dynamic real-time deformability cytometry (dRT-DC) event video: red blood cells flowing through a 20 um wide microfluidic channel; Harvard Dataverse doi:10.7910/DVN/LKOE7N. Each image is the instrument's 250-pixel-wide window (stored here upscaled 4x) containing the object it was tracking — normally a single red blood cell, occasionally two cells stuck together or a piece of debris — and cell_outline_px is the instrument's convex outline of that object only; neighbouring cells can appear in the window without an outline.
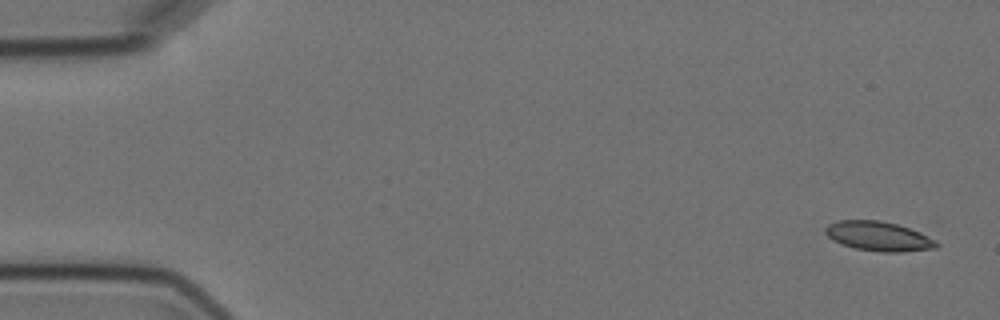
{"species": "Egyptian fruit bat (a non-hibernating species)", "species_latin": "Rousettus aegyptiacus", "temperature_condition": "cold", "stored_images_in_passage": 5, "camera_frame_rate_fps": 3000, "um_per_image_px": 0.085, "animal": {"sex": "female"}, "frame": {"image": 1, "passage_image": 1, "time_ms": 0.0, "image_size_px": [1000, 320], "cell_outline_px": [[940, 244], [936, 248], [904, 252], [880, 252], [856, 248], [840, 244], [832, 240], [824, 232], [824, 228], [828, 224], [836, 220], [880, 220], [896, 224], [920, 232], [936, 240]], "centroid_in_image_um": [74.66, 20.08], "position_along_channel_um": 10.3, "area_um2": 19.25}}
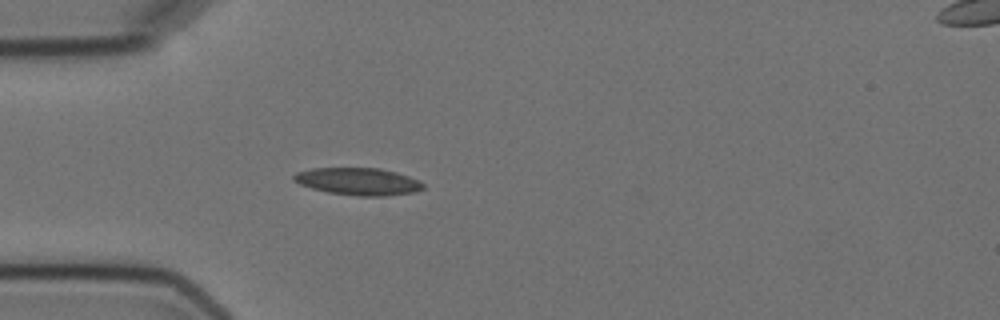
{"frame": {"image": 2, "passage_image": 5, "time_ms": 4.667, "image_size_px": [1000, 320], "cell_outline_px": [[424, 188], [416, 192], [388, 196], [356, 196], [328, 192], [312, 188], [300, 184], [292, 180], [292, 176], [296, 172], [312, 168], [380, 168], [396, 172], [420, 180], [424, 184]], "centroid_in_image_um": [30.46, 15.43], "position_along_channel_um": 54.5, "area_um2": 20.75}}